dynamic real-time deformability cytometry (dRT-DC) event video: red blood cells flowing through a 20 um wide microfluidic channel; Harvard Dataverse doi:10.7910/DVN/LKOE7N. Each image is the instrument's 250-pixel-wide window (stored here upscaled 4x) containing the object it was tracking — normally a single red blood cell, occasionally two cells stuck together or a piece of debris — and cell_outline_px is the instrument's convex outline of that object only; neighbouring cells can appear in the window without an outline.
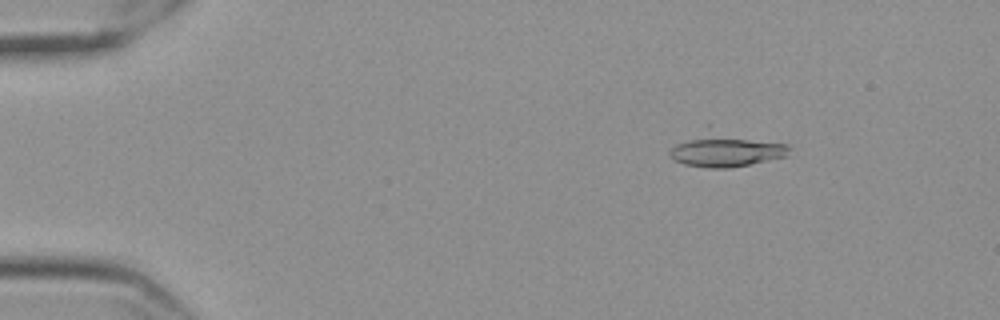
{"species": "Egyptian fruit bat (a non-hibernating species)", "species_latin": "Rousettus aegyptiacus", "temperature_condition": "cold", "stored_images_in_passage": 51, "camera_frame_rate_fps": 3000, "um_per_image_px": 0.085, "frame": {"image": 1, "passage_image": 2, "time_ms": 0.333, "image_size_px": [1000, 320], "cell_outline_px": [[788, 156], [728, 168], [708, 168], [684, 164], [676, 160], [668, 152], [676, 144], [708, 124], [788, 144]], "centroid_in_image_um": [61.69, 12.64], "position_along_channel_um": 23.3, "area_um2": 24.68}}
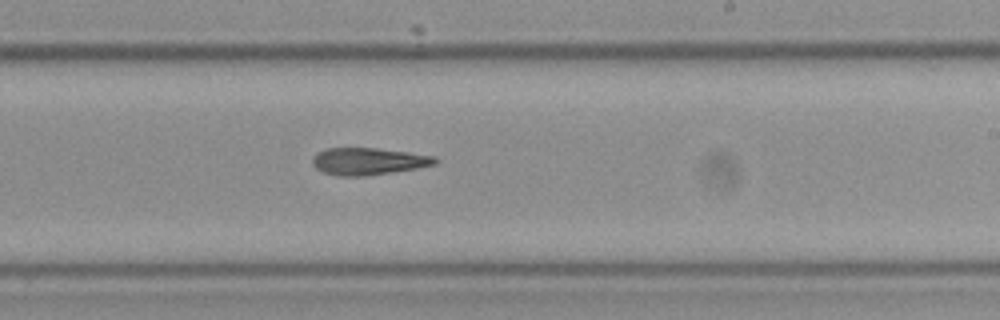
{"frame": {"image": 2, "passage_image": 29, "time_ms": 9.333, "image_size_px": [1000, 320], "cell_outline_px": [[440, 160], [436, 164], [416, 168], [360, 176], [340, 176], [324, 172], [316, 168], [312, 164], [312, 156], [328, 148], [376, 148], [408, 152], [436, 156]], "centroid_in_image_um": [31.32, 13.7], "position_along_channel_um": 257.7, "area_um2": 19.13}}
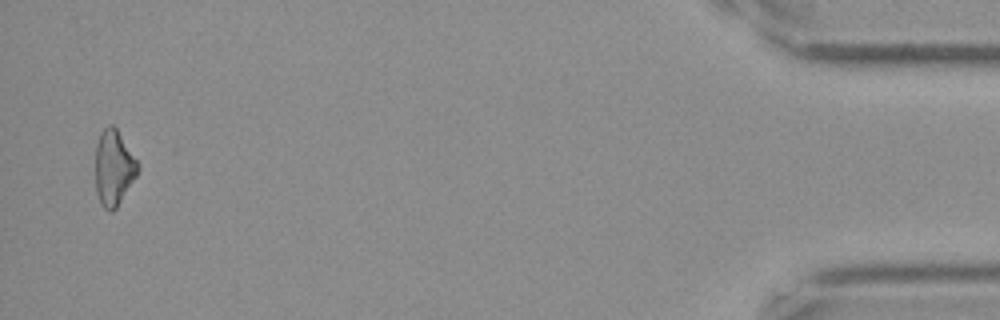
{"frame": {"image": 3, "passage_image": 50, "time_ms": 16.333, "image_size_px": [1000, 320], "cell_outline_px": [[140, 168], [136, 176], [116, 208], [112, 212], [108, 212], [104, 208], [96, 192], [96, 144], [100, 132], [108, 124], [112, 124], [116, 128], [140, 164]], "centroid_in_image_um": [9.67, 14.25], "position_along_channel_um": 425.5, "area_um2": 18.61}}